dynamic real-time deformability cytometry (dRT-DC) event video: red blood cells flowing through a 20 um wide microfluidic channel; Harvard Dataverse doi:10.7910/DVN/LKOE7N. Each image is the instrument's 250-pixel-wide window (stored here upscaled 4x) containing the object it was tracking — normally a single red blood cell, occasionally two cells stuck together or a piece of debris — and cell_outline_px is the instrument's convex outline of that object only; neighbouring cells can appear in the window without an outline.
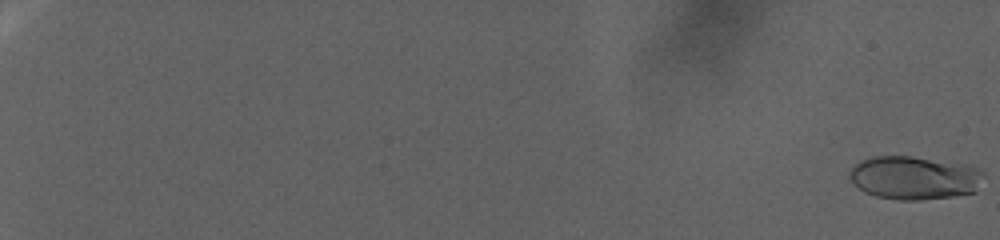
{"species": "human", "species_latin": "Homo sapiens", "temperature_condition": "warm", "stored_images_in_passage": 96, "camera_frame_rate_fps": 3000, "um_per_image_px": 0.085, "donor": {"sex": "female"}, "frame": {"image": 1, "passage_image": 1, "time_ms": 0.0, "image_size_px": [1000, 240], "cell_outline_px": [[984, 176], [976, 192], [952, 196], [920, 200], [900, 200], [876, 196], [864, 192], [848, 176], [848, 172], [860, 160], [872, 156], [912, 156], [968, 164], [984, 172]], "centroid_in_image_um": [77.74, 15.1], "position_along_channel_um": 7.3, "area_um2": 34.04}}
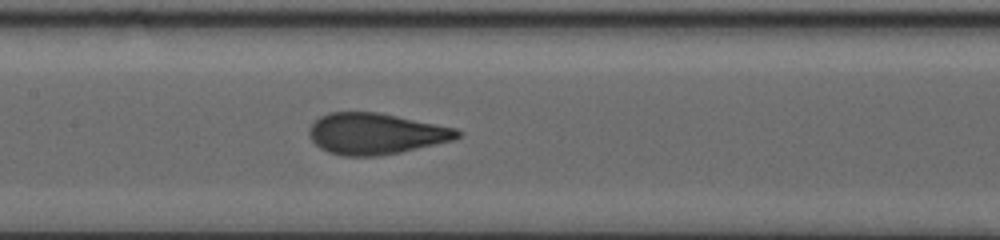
{"frame": {"image": 2, "passage_image": 56, "time_ms": 18.333, "image_size_px": [1000, 240], "cell_outline_px": [[464, 132], [460, 136], [452, 140], [400, 152], [376, 156], [344, 156], [328, 152], [320, 148], [308, 136], [308, 128], [320, 116], [328, 112], [376, 112], [456, 128]], "centroid_in_image_um": [31.9, 11.36], "position_along_channel_um": 175.5, "area_um2": 35.37}}
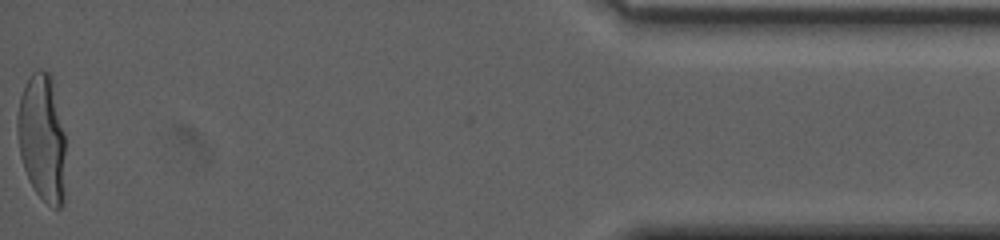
{"frame": {"image": 3, "passage_image": 96, "time_ms": 31.667, "image_size_px": [1000, 240], "cell_outline_px": [[64, 204], [60, 208], [52, 208], [36, 192], [28, 180], [20, 156], [16, 128], [16, 120], [20, 96], [24, 84], [32, 72], [40, 68], [48, 72], [52, 76], [64, 132]], "centroid_in_image_um": [3.56, 11.7], "position_along_channel_um": 431.6, "area_um2": 36.18}, "authors_computed_cell_mechanics": {"area_um2": 34.2754, "velocity_mm_per_s": 2.4095, "shape_relaxation_time_tau1_ms": 7.2589, "shape_relaxation_time_tau2_ms": null, "deformation_change_tau1": 0.2289, "deformation_change_tau2": null}}